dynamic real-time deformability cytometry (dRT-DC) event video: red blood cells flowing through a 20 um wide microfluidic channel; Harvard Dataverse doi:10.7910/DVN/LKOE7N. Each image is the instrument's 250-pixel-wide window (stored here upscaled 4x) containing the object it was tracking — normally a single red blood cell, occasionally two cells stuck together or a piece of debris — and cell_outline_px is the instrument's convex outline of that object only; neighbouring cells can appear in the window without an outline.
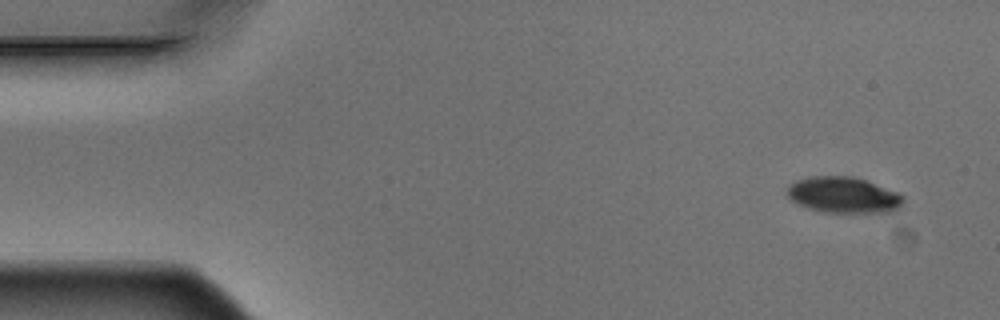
{"species": "Egyptian fruit bat (a non-hibernating species)", "species_latin": "Rousettus aegyptiacus", "temperature_condition": "warm", "stored_images_in_passage": 6, "camera_frame_rate_fps": 3000, "um_per_image_px": 0.085, "animal": {"sex": "male"}, "frame": {"image": 1, "passage_image": 1, "time_ms": 0.0, "image_size_px": [1000, 320], "cell_outline_px": [[904, 200], [900, 208], [896, 212], [824, 212], [808, 208], [792, 200], [788, 196], [788, 184], [796, 180], [812, 176], [852, 176], [864, 180], [896, 192], [904, 196]], "centroid_in_image_um": [71.71, 16.58], "position_along_channel_um": 13.3, "area_um2": 24.22}}
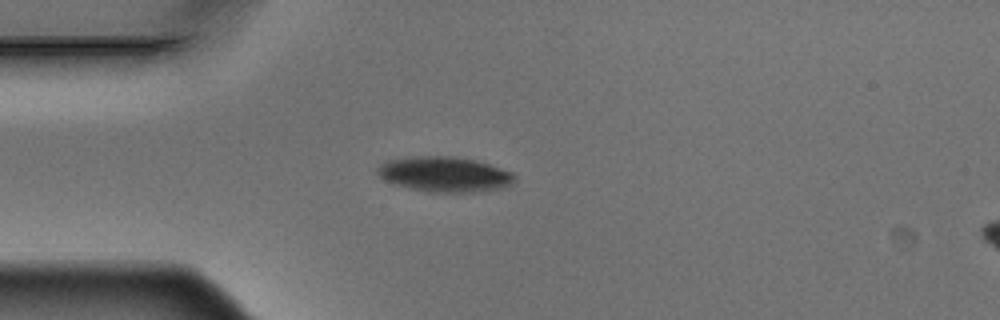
{"frame": {"image": 2, "passage_image": 4, "time_ms": 1.0, "image_size_px": [1000, 320], "cell_outline_px": [[516, 180], [512, 184], [504, 188], [476, 192], [428, 192], [392, 184], [384, 180], [376, 172], [376, 168], [380, 164], [388, 160], [412, 156], [452, 156], [476, 160], [512, 172], [516, 176]], "centroid_in_image_um": [37.79, 14.82], "position_along_channel_um": 47.2, "area_um2": 28.38}}
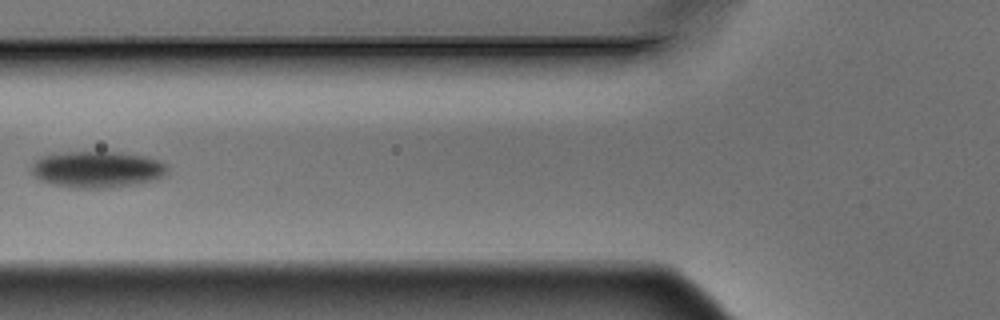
{"frame": {"image": 3, "passage_image": 6, "time_ms": 1.667, "image_size_px": [1000, 320], "cell_outline_px": [[168, 172], [164, 176], [156, 180], [140, 184], [108, 188], [72, 188], [48, 184], [32, 176], [32, 164], [40, 156], [68, 152], [124, 152], [144, 156], [160, 160], [168, 164]], "centroid_in_image_um": [8.29, 14.41], "position_along_channel_um": 117.5, "area_um2": 29.54}}